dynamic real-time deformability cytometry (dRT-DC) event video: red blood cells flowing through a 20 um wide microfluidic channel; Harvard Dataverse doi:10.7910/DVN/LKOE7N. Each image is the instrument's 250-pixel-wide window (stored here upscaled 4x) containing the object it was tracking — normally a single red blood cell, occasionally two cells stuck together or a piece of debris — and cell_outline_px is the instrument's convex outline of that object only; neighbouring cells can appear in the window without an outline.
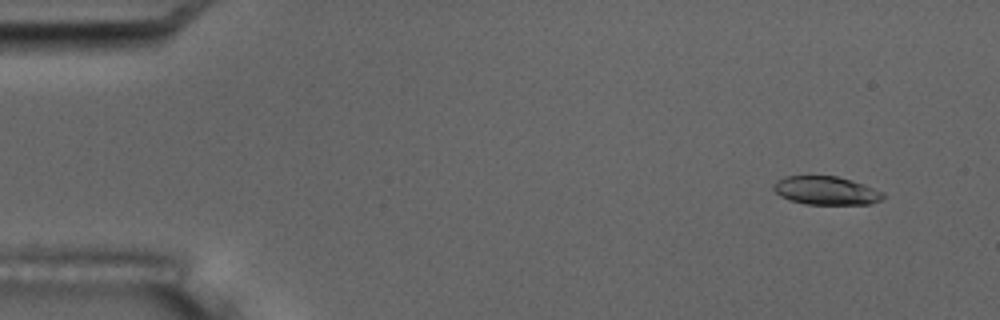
{"species": "common noctule bat (a hibernating species)", "species_latin": "Nyctalus noctula", "temperature_condition": "room temperature", "stored_images_in_passage": 7, "camera_frame_rate_fps": 3000, "um_per_image_px": 0.085, "animal": {"sex": "male", "body_mass_g": 17.5, "forearm_length_mm": 52.3}, "frame": {"image": 1, "passage_image": 2, "time_ms": 1.333, "image_size_px": [1000, 320], "cell_outline_px": [[884, 196], [880, 200], [872, 204], [804, 204], [788, 200], [780, 196], [772, 188], [772, 184], [776, 180], [784, 176], [836, 176], [852, 180], [864, 184], [884, 192]], "centroid_in_image_um": [70.18, 16.2], "position_along_channel_um": 14.8, "area_um2": 18.32}}